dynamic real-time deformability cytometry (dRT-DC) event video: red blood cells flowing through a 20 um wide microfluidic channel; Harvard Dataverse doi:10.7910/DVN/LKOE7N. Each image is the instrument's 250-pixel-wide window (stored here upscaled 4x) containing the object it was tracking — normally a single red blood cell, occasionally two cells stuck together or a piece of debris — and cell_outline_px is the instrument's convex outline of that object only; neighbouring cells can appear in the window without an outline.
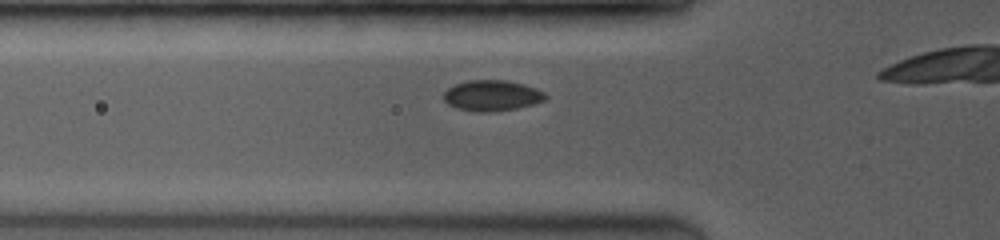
{"species": "common noctule bat (a hibernating species)", "species_latin": "Nyctalus noctula", "temperature_condition": "room temperature", "stored_images_in_passage": 12, "camera_frame_rate_fps": 3500, "um_per_image_px": 0.085, "animal": {"sex": "female", "body_mass_g": 19.0, "forearm_length_mm": 53.3}, "frame": {"image": 1, "passage_image": 2, "time_ms": 0.286, "image_size_px": [1000, 240], "cell_outline_px": [[548, 96], [544, 100], [532, 104], [516, 108], [496, 112], [472, 112], [456, 108], [448, 104], [444, 100], [444, 92], [448, 88], [456, 84], [468, 80], [508, 80], [524, 84], [536, 88], [544, 92]], "centroid_in_image_um": [41.81, 8.13], "position_along_channel_um": 84.0, "area_um2": 18.38}}
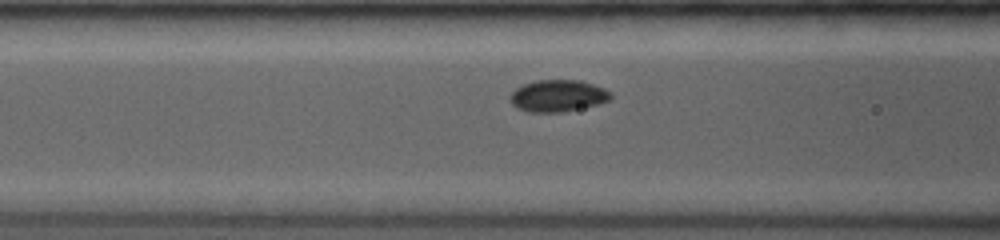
{"frame": {"image": 2, "passage_image": 5, "time_ms": 1.143, "image_size_px": [1000, 240], "cell_outline_px": [[612, 96], [608, 100], [596, 104], [560, 112], [528, 112], [516, 108], [512, 104], [508, 96], [516, 88], [524, 84], [536, 80], [580, 80], [604, 88], [612, 92]], "centroid_in_image_um": [47.37, 8.13], "position_along_channel_um": 119.2, "area_um2": 18.55}}
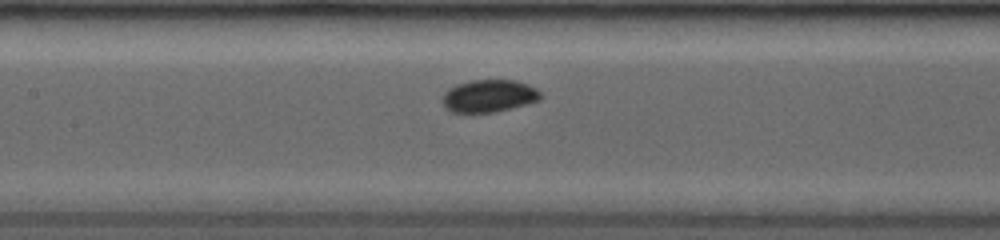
{"frame": {"image": 3, "passage_image": 10, "time_ms": 2.286, "image_size_px": [1000, 240], "cell_outline_px": [[540, 100], [496, 112], [452, 112], [444, 108], [440, 100], [444, 92], [448, 88], [456, 84], [472, 80], [516, 80], [528, 84], [536, 88], [540, 92]], "centroid_in_image_um": [41.51, 8.15], "position_along_channel_um": 165.9, "area_um2": 18.73}}